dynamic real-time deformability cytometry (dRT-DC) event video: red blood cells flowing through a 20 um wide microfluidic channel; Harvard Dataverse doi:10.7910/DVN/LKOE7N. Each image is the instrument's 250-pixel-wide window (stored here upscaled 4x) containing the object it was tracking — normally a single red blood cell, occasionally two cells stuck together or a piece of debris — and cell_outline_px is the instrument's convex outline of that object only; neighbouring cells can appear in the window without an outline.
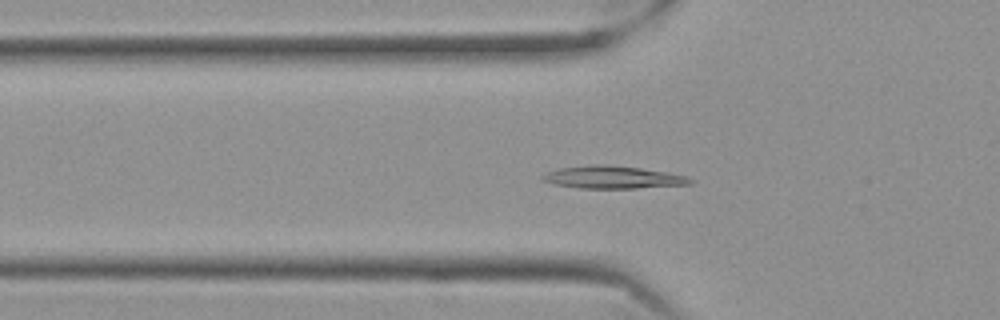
{"species": "Egyptian fruit bat (a non-hibernating species)", "species_latin": "Rousettus aegyptiacus", "temperature_condition": "cold", "stored_images_in_passage": 53, "camera_frame_rate_fps": 3000, "um_per_image_px": 0.085, "frame": {"image": 1, "passage_image": 14, "time_ms": 4.333, "image_size_px": [1000, 320], "cell_outline_px": [[692, 184], [636, 188], [580, 188], [552, 184], [544, 180], [540, 176], [548, 172], [560, 168], [596, 164], [604, 164], [640, 168], [664, 172], [684, 176], [692, 180]], "centroid_in_image_um": [52.05, 15.07], "position_along_channel_um": 73.8, "area_um2": 19.07}}
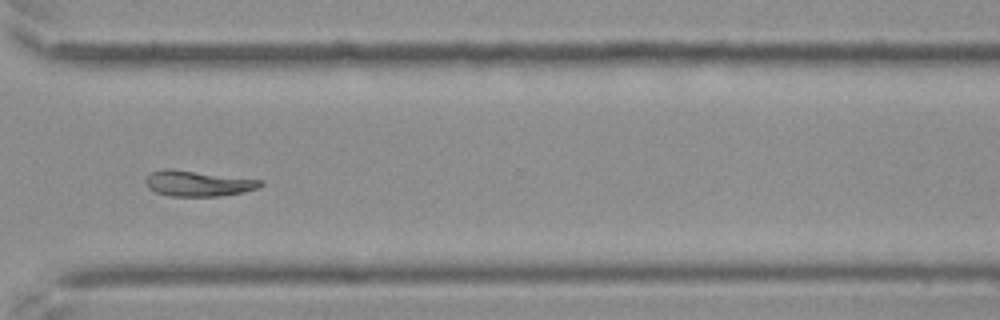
{"frame": {"image": 2, "passage_image": 38, "time_ms": 12.333, "image_size_px": [1000, 320], "cell_outline_px": [[264, 184], [256, 188], [244, 192], [220, 196], [172, 196], [156, 192], [148, 188], [144, 180], [152, 172], [164, 168], [172, 168], [264, 180]], "centroid_in_image_um": [16.84, 15.58], "position_along_channel_um": 353.8, "area_um2": 17.28}}
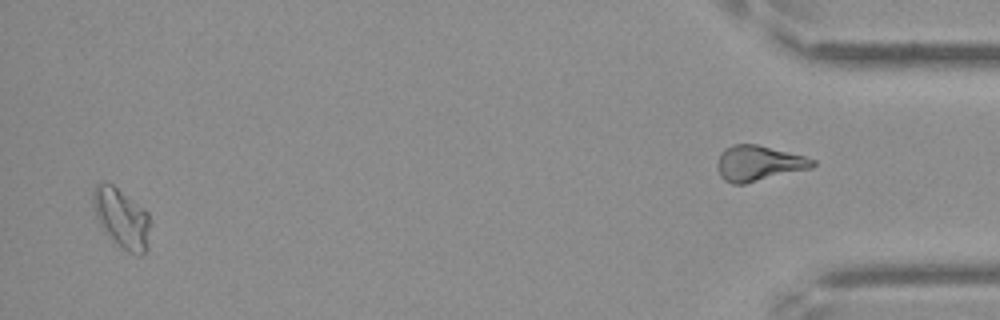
{"frame": {"image": 3, "passage_image": 51, "time_ms": 16.667, "image_size_px": [1000, 320], "cell_outline_px": [[148, 248], [140, 256], [128, 252], [100, 224], [96, 216], [92, 200], [92, 192], [96, 184], [112, 184], [144, 208], [148, 212]], "centroid_in_image_um": [10.35, 18.51], "position_along_channel_um": 424.9, "area_um2": 19.02}}